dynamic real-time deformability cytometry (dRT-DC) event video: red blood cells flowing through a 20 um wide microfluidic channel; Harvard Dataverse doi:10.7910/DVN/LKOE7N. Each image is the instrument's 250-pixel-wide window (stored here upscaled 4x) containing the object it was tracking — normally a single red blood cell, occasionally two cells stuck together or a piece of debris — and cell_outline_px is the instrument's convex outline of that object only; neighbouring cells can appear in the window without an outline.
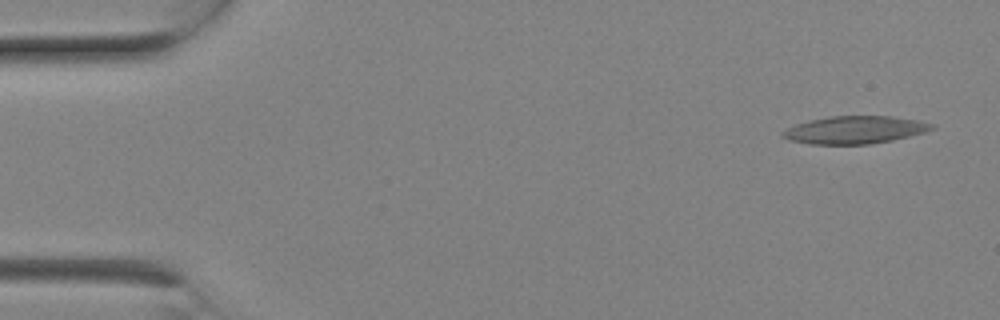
{"species": "Egyptian fruit bat (a non-hibernating species)", "species_latin": "Rousettus aegyptiacus", "temperature_condition": "room temperature", "stored_images_in_passage": 7, "camera_frame_rate_fps": 3000, "um_per_image_px": 0.085, "animal": {"sex": "female"}, "frame": {"image": 1, "passage_image": 1, "time_ms": 0.0, "image_size_px": [1000, 320], "cell_outline_px": [[936, 128], [924, 132], [892, 140], [868, 144], [808, 144], [788, 140], [780, 136], [780, 132], [796, 124], [808, 120], [832, 116], [892, 116], [916, 120], [936, 124]], "centroid_in_image_um": [72.63, 11.04], "position_along_channel_um": 12.4, "area_um2": 24.04}}
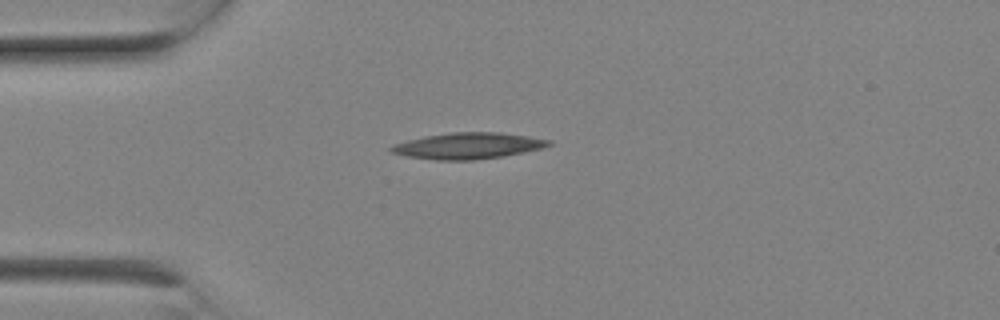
{"frame": {"image": 2, "passage_image": 5, "time_ms": 1.333, "image_size_px": [1000, 320], "cell_outline_px": [[552, 144], [540, 148], [500, 156], [476, 160], [436, 160], [408, 156], [392, 152], [388, 148], [392, 144], [424, 136], [452, 132], [500, 132], [528, 136], [552, 140]], "centroid_in_image_um": [39.75, 12.38], "position_along_channel_um": 45.3, "area_um2": 23.81}}
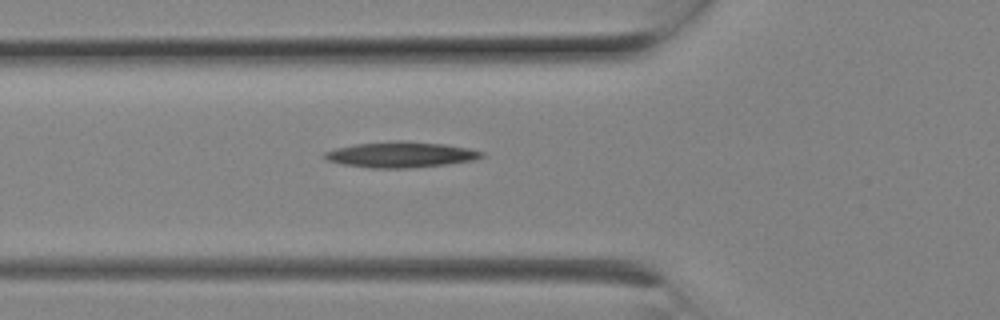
{"frame": {"image": 3, "passage_image": 7, "time_ms": 2.0, "image_size_px": [1000, 320], "cell_outline_px": [[484, 156], [476, 160], [448, 164], [412, 168], [368, 168], [340, 164], [328, 160], [320, 156], [324, 152], [336, 148], [356, 144], [396, 140], [404, 140], [444, 144], [468, 148], [484, 152]], "centroid_in_image_um": [34.06, 13.14], "position_along_channel_um": 91.7, "area_um2": 23.87}}